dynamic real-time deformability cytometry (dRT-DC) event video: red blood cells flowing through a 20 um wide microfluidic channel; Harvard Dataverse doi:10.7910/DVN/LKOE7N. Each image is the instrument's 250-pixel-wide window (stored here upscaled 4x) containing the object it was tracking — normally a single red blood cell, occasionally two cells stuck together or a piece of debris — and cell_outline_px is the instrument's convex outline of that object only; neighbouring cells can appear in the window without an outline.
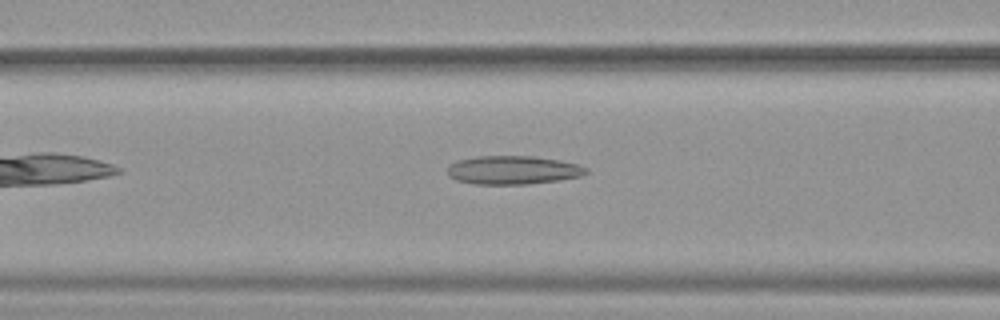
{"species": "common noctule bat (a hibernating species)", "species_latin": "Nyctalus noctula", "temperature_condition": "warm", "stored_images_in_passage": 30, "camera_frame_rate_fps": 3000, "um_per_image_px": 0.085, "animal": {"sex": "female", "body_mass_g": 19.9}, "frame": {"image": 1, "passage_image": 9, "time_ms": 2.667, "image_size_px": [1000, 320], "cell_outline_px": [[588, 172], [580, 176], [556, 180], [528, 184], [472, 184], [456, 180], [448, 176], [448, 164], [456, 160], [476, 156], [532, 156], [560, 160], [580, 164], [588, 168]], "centroid_in_image_um": [43.57, 14.45], "position_along_channel_um": 123.0, "area_um2": 23.24}}
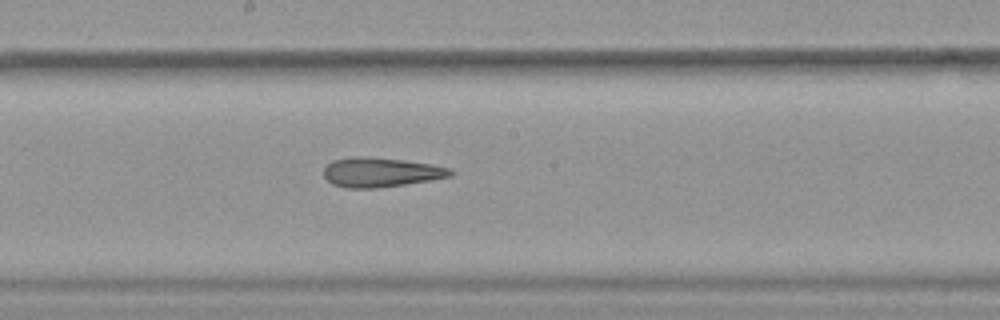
{"frame": {"image": 2, "passage_image": 16, "time_ms": 5.0, "image_size_px": [1000, 320], "cell_outline_px": [[456, 172], [452, 176], [432, 180], [376, 188], [344, 188], [332, 184], [324, 176], [324, 168], [332, 160], [352, 156], [368, 156], [404, 160], [432, 164], [448, 168]], "centroid_in_image_um": [32.36, 14.63], "position_along_channel_um": 215.8, "area_um2": 21.96}}
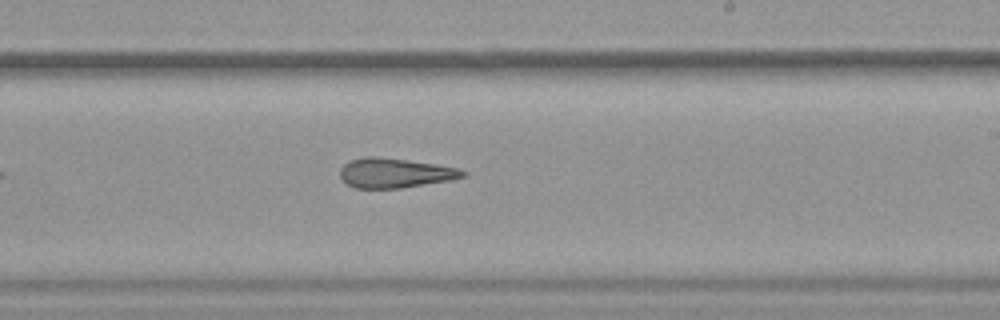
{"frame": {"image": 3, "passage_image": 19, "time_ms": 6.0, "image_size_px": [1000, 320], "cell_outline_px": [[468, 176], [452, 180], [400, 188], [356, 188], [348, 184], [340, 176], [340, 168], [344, 164], [352, 160], [364, 156], [376, 156], [408, 160], [436, 164], [460, 168], [468, 172]], "centroid_in_image_um": [33.63, 14.7], "position_along_channel_um": 255.4, "area_um2": 21.33}}